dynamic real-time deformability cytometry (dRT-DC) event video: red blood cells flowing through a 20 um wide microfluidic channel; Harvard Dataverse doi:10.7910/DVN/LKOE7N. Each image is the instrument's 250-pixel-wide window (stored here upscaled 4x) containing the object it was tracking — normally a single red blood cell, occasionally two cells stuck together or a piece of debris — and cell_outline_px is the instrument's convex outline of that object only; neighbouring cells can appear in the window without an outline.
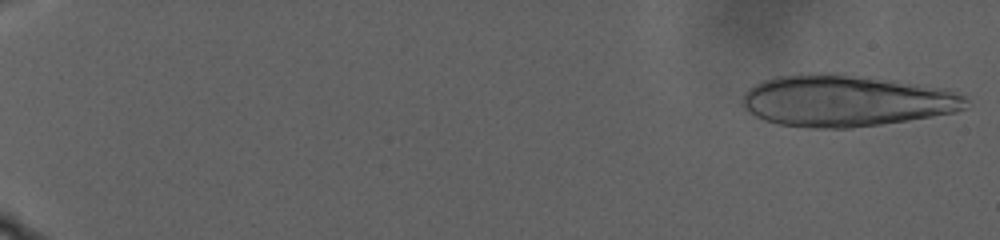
{"species": "human", "species_latin": "Homo sapiens", "temperature_condition": "warm", "stored_images_in_passage": 38, "camera_frame_rate_fps": 3000, "um_per_image_px": 0.085, "donor": {"sex": "male"}, "frame": {"image": 1, "passage_image": 2, "time_ms": 0.333, "image_size_px": [1000, 240], "cell_outline_px": [[968, 100], [964, 108], [956, 112], [932, 116], [880, 124], [852, 128], [808, 128], [780, 124], [764, 120], [748, 112], [740, 104], [748, 88], [772, 76], [824, 72], [828, 72], [940, 88], [964, 96]], "centroid_in_image_um": [71.81, 8.57], "position_along_channel_um": 13.2, "area_um2": 66.47}}
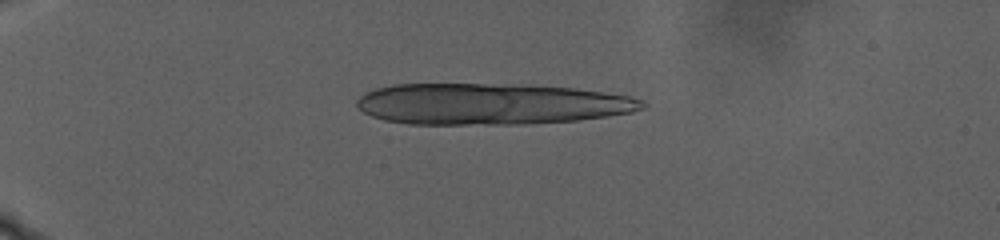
{"frame": {"image": 2, "passage_image": 27, "time_ms": 8.667, "image_size_px": [1000, 240], "cell_outline_px": [[648, 104], [644, 108], [632, 112], [576, 120], [524, 124], [408, 124], [384, 120], [372, 116], [364, 112], [356, 104], [356, 100], [364, 92], [376, 88], [392, 84], [480, 84], [576, 88], [628, 96], [644, 100]], "centroid_in_image_um": [41.69, 8.84], "position_along_channel_um": 43.3, "area_um2": 68.32}}